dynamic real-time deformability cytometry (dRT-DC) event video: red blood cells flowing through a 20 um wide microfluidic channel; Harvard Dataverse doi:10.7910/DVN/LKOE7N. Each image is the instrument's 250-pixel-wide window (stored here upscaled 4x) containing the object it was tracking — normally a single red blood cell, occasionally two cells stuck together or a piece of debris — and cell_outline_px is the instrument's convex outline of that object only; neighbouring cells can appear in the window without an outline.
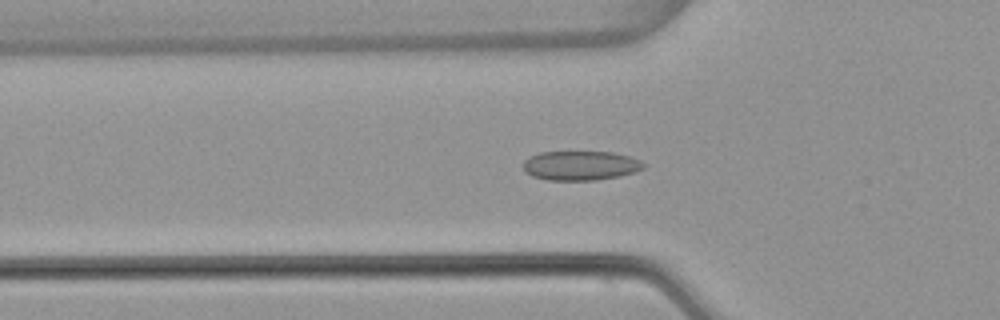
{"species": "common noctule bat (a hibernating species)", "species_latin": "Nyctalus noctula", "temperature_condition": "warm", "stored_images_in_passage": 54, "camera_frame_rate_fps": 3000, "um_per_image_px": 0.085, "animal": {"sex": "female", "body_mass_g": 22.7, "forearm_length_mm": 54.2}, "frame": {"image": 1, "passage_image": 18, "time_ms": 5.667, "image_size_px": [1000, 320], "cell_outline_px": [[644, 168], [636, 172], [620, 176], [596, 180], [548, 180], [532, 176], [524, 172], [524, 160], [528, 156], [540, 152], [612, 152], [628, 156], [640, 160], [644, 164]], "centroid_in_image_um": [49.33, 14.07], "position_along_channel_um": 76.5, "area_um2": 20.69}}
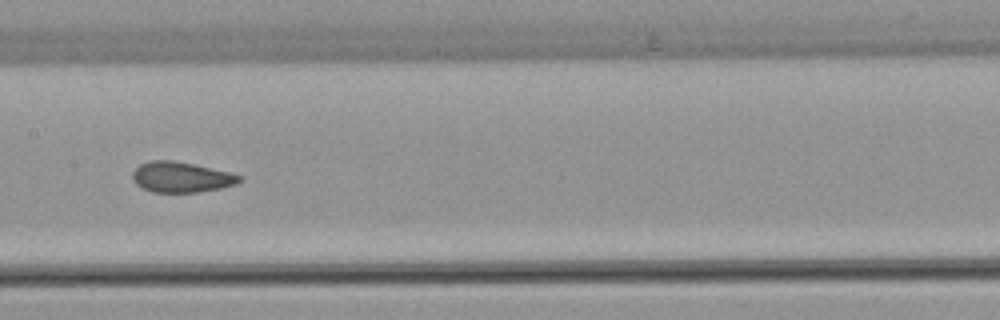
{"frame": {"image": 2, "passage_image": 27, "time_ms": 8.667, "image_size_px": [1000, 320], "cell_outline_px": [[244, 180], [236, 184], [220, 188], [200, 192], [152, 192], [136, 184], [132, 180], [132, 172], [140, 164], [148, 160], [172, 160], [192, 164], [228, 172], [244, 176]], "centroid_in_image_um": [15.41, 15.06], "position_along_channel_um": 192.0, "area_um2": 19.02}}
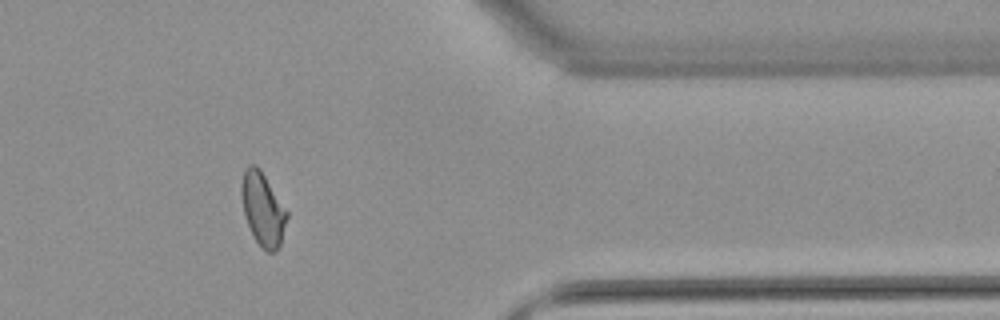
{"frame": {"image": 3, "passage_image": 44, "time_ms": 14.333, "image_size_px": [1000, 320], "cell_outline_px": [[288, 216], [280, 244], [276, 252], [268, 252], [256, 240], [248, 224], [244, 212], [240, 196], [240, 184], [244, 172], [248, 164], [256, 164], [260, 168], [288, 212]], "centroid_in_image_um": [22.33, 17.73], "position_along_channel_um": 389.1, "area_um2": 19.25}, "authors_computed_cell_mechanics": {"area_um2": 19.5075, "velocity_mm_per_s": 3.8237, "shape_relaxation_time_tau1_ms": 8.9131, "shape_relaxation_time_tau2_ms": 1.1846, "deformation_change_tau1": 0.1606, "deformation_change_tau2": 0.0566}}